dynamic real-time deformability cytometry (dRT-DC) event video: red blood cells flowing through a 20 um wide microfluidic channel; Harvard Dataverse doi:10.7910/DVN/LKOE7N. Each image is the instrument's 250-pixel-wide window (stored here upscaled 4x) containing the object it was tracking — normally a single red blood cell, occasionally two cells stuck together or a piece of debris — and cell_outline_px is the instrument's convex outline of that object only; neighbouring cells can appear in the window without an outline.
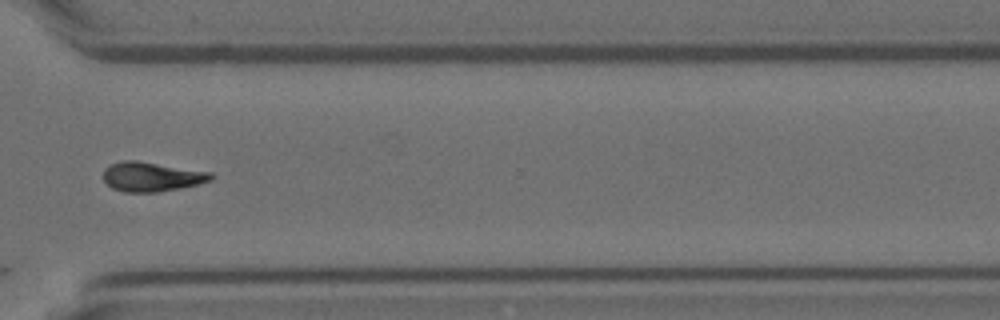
{"species": "Egyptian fruit bat (a non-hibernating species)", "species_latin": "Rousettus aegyptiacus", "temperature_condition": "room temperature", "stored_images_in_passage": 14, "segment_of_instrument_passage": [1, 2], "camera_frame_rate_fps": 3000, "um_per_image_px": 0.085, "animal": {"sex": "female"}, "frame": {"image": 1, "passage_image": 10, "time_ms": 11.333, "image_size_px": [1000, 320], "cell_outline_px": [[216, 176], [212, 180], [180, 188], [156, 192], [124, 192], [112, 188], [104, 180], [104, 168], [112, 164], [124, 160], [136, 160], [212, 172]], "centroid_in_image_um": [12.91, 15.02], "position_along_channel_um": 357.7, "area_um2": 18.44}}
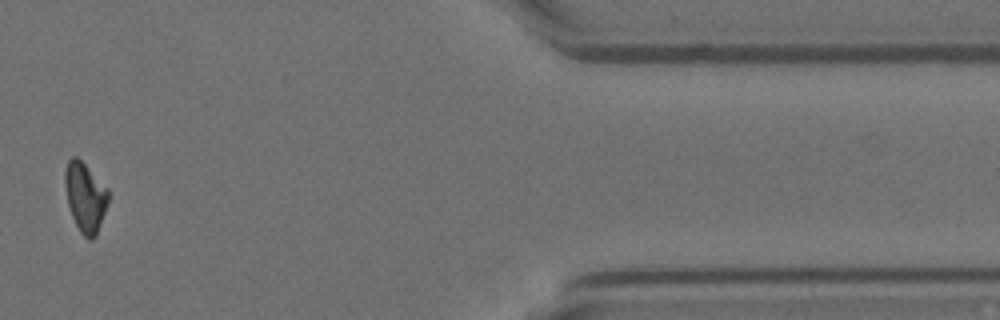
{"frame": {"image": 2, "passage_image": 12, "time_ms": 13.667, "image_size_px": [1000, 320], "cell_outline_px": [[108, 200], [96, 236], [92, 240], [88, 240], [80, 232], [72, 216], [68, 204], [64, 184], [64, 172], [68, 160], [72, 156], [76, 156], [108, 188]], "centroid_in_image_um": [7.22, 16.75], "position_along_channel_um": 404.2, "area_um2": 17.34}}